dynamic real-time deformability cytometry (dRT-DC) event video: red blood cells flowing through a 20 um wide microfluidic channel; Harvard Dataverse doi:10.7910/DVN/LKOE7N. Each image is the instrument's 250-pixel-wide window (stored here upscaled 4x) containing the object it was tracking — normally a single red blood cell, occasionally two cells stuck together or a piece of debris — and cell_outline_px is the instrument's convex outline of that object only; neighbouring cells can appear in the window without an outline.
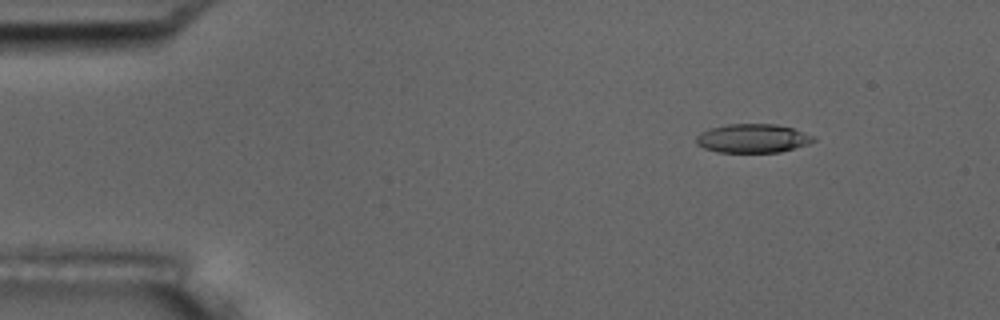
{"species": "common noctule bat (a hibernating species)", "species_latin": "Nyctalus noctula", "temperature_condition": "room temperature", "stored_images_in_passage": 5, "camera_frame_rate_fps": 3000, "um_per_image_px": 0.085, "animal": {"sex": "male", "body_mass_g": 17.5, "forearm_length_mm": 52.3}, "frame": {"image": 1, "passage_image": 2, "time_ms": 1.333, "image_size_px": [1000, 320], "cell_outline_px": [[816, 140], [808, 144], [780, 152], [716, 152], [704, 148], [696, 144], [696, 136], [700, 132], [712, 128], [728, 124], [776, 124], [792, 128], [816, 136]], "centroid_in_image_um": [63.99, 11.76], "position_along_channel_um": 21.0, "area_um2": 19.71}}
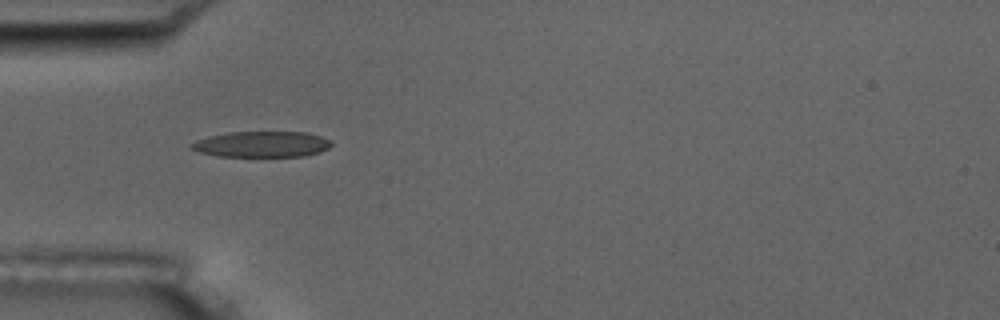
{"frame": {"image": 2, "passage_image": 5, "time_ms": 4.667, "image_size_px": [1000, 320], "cell_outline_px": [[332, 144], [328, 148], [320, 152], [304, 156], [216, 156], [200, 152], [188, 148], [188, 144], [196, 140], [208, 136], [228, 132], [308, 132], [332, 140]], "centroid_in_image_um": [22.22, 12.25], "position_along_channel_um": 62.8, "area_um2": 21.27}}